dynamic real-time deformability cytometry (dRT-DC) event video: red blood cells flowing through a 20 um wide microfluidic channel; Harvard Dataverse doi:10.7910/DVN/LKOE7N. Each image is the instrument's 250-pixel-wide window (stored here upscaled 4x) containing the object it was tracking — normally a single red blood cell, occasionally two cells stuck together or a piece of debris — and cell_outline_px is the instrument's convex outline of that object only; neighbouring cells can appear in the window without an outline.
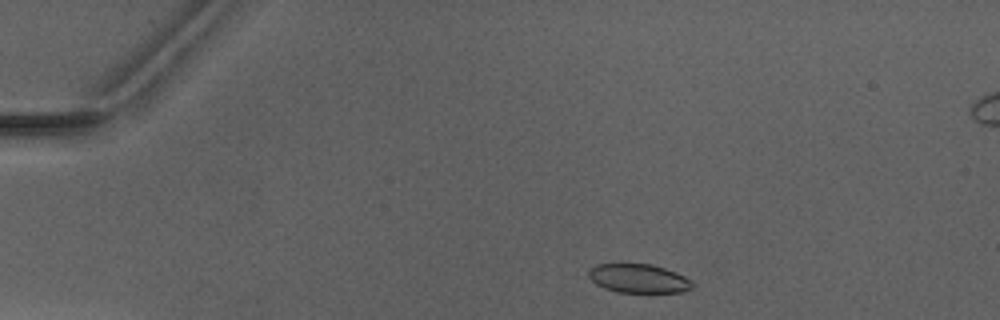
{"species": "Egyptian fruit bat (a non-hibernating species)", "species_latin": "Rousettus aegyptiacus", "temperature_condition": "warm", "stored_images_in_passage": 5, "camera_frame_rate_fps": 3000, "um_per_image_px": 0.085, "animal": {"sex": "male"}, "frame": {"image": 1, "passage_image": 1, "time_ms": 0.0, "image_size_px": [1000, 320], "cell_outline_px": [[696, 284], [692, 288], [684, 292], [648, 296], [616, 292], [604, 288], [596, 284], [588, 276], [588, 268], [596, 264], [620, 260], [652, 264], [676, 272], [684, 276]], "centroid_in_image_um": [54.27, 23.68], "position_along_channel_um": 30.7, "area_um2": 19.36}}
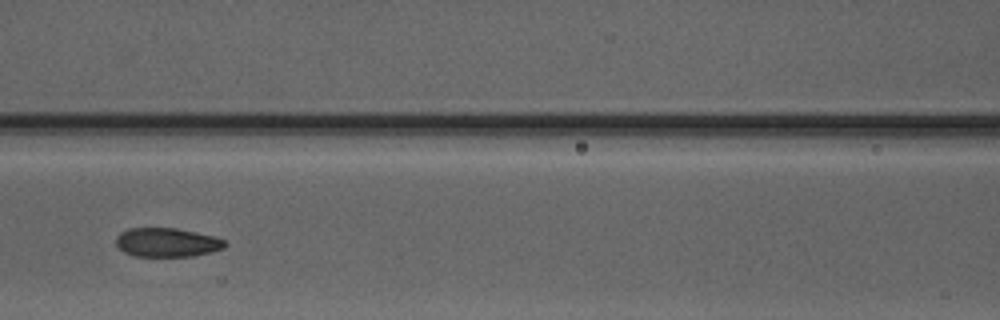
{"frame": {"image": 2, "passage_image": 5, "time_ms": 4.667, "image_size_px": [1000, 320], "cell_outline_px": [[228, 244], [224, 248], [212, 252], [192, 256], [136, 256], [124, 252], [116, 244], [116, 236], [120, 232], [128, 228], [176, 228], [216, 236], [224, 240]], "centroid_in_image_um": [14.22, 20.6], "position_along_channel_um": 152.4, "area_um2": 18.5}}